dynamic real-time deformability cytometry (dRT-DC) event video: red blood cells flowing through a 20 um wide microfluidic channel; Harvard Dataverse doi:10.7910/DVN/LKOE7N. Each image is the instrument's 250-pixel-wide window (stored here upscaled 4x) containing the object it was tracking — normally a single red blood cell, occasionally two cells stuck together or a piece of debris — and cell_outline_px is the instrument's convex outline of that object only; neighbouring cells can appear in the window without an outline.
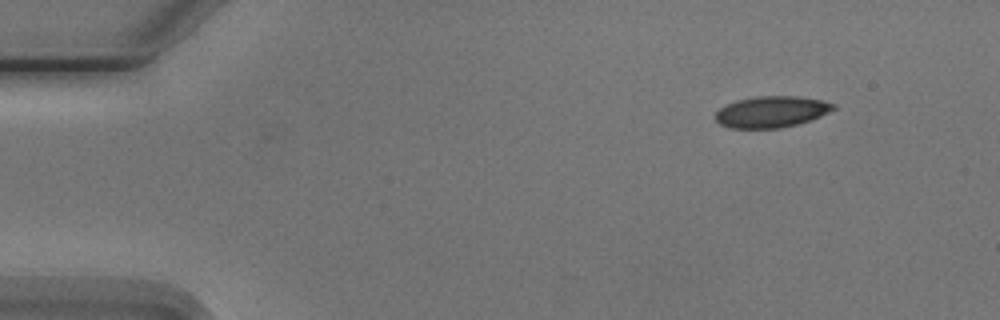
{"species": "Egyptian fruit bat (a non-hibernating species)", "species_latin": "Rousettus aegyptiacus", "temperature_condition": "cold", "stored_images_in_passage": 3, "segment_of_instrument_passage": [2, 2], "camera_frame_rate_fps": 3000, "um_per_image_px": 0.085, "animal": {"sex": "male"}, "frame": {"image": 1, "passage_image": 3, "time_ms": 3.0, "image_size_px": [1000, 320], "cell_outline_px": [[836, 108], [820, 116], [796, 124], [780, 128], [732, 128], [720, 124], [716, 120], [716, 112], [724, 104], [736, 100], [756, 96], [796, 96], [824, 100], [836, 104]], "centroid_in_image_um": [65.57, 9.49], "position_along_channel_um": 19.4, "area_um2": 21.5}}